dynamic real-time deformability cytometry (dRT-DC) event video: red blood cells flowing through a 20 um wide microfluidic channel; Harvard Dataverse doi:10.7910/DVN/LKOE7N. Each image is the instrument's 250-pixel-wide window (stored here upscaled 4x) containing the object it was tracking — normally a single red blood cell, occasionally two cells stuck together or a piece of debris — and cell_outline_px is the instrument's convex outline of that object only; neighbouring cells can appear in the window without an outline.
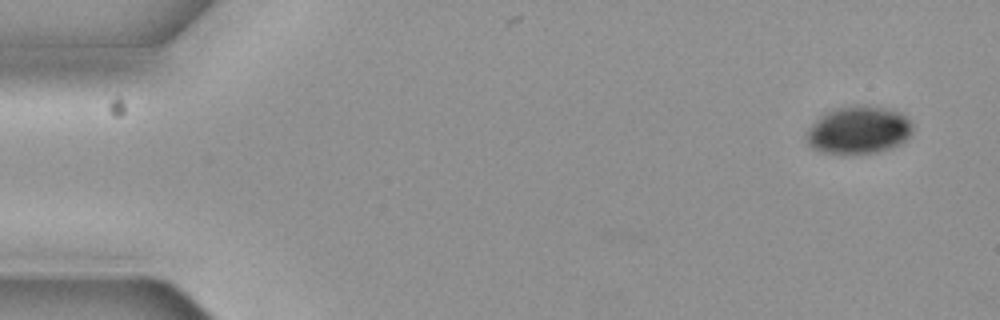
{"species": "common noctule bat (a hibernating species)", "species_latin": "Nyctalus noctula", "temperature_condition": "cold", "stored_images_in_passage": 3, "camera_frame_rate_fps": 3000, "um_per_image_px": 0.085, "animal": {"sex": "female", "body_mass_g": 19.3, "forearm_length_mm": 54.1}, "frame": {"image": 1, "passage_image": 3, "time_ms": 0.667, "image_size_px": [1000, 320], "cell_outline_px": [[912, 136], [900, 144], [892, 148], [880, 152], [820, 152], [812, 148], [804, 140], [804, 136], [808, 128], [824, 112], [832, 108], [880, 108], [900, 112], [912, 124]], "centroid_in_image_um": [72.95, 11.09], "position_along_channel_um": 12.0, "area_um2": 28.84}}